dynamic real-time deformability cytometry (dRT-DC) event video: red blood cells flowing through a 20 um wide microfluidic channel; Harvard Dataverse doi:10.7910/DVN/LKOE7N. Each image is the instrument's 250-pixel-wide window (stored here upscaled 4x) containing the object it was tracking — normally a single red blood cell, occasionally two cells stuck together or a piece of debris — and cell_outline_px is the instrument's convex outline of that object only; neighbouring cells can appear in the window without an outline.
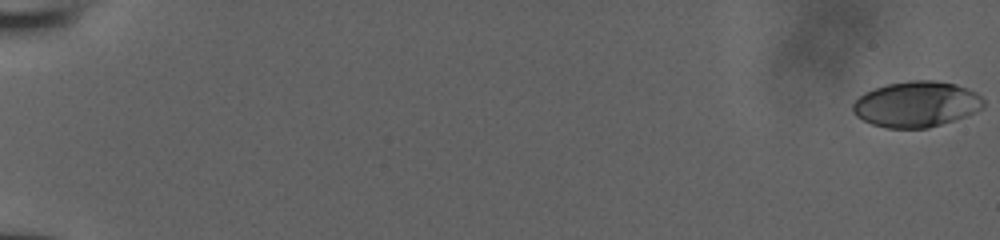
{"species": "human", "species_latin": "Homo sapiens", "temperature_condition": "room temperature", "stored_images_in_passage": 34, "camera_frame_rate_fps": 3000, "um_per_image_px": 0.085, "donor": {"sex": "male"}, "frame": {"image": 1, "passage_image": 1, "time_ms": 0.0, "image_size_px": [1000, 240], "cell_outline_px": [[984, 108], [964, 116], [928, 128], [884, 128], [872, 124], [856, 116], [852, 112], [852, 104], [864, 92], [888, 84], [908, 80], [936, 80], [956, 84], [976, 92], [984, 100]], "centroid_in_image_um": [77.88, 8.85], "position_along_channel_um": 7.1, "area_um2": 34.8}}
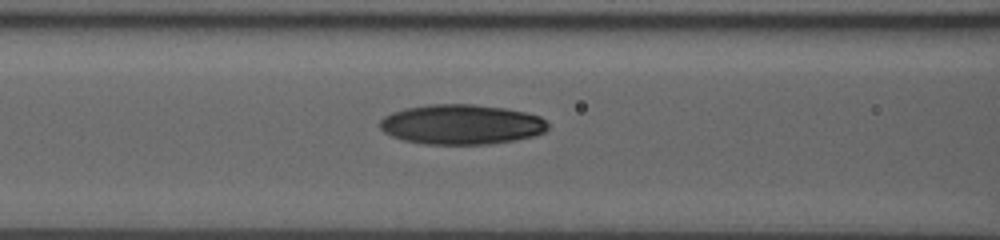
{"frame": {"image": 2, "passage_image": 13, "time_ms": 4.0, "image_size_px": [1000, 240], "cell_outline_px": [[548, 128], [544, 132], [536, 136], [516, 140], [488, 144], [424, 144], [404, 140], [392, 136], [384, 132], [380, 128], [380, 120], [384, 116], [392, 112], [404, 108], [428, 104], [472, 104], [504, 108], [524, 112], [540, 116], [548, 124]], "centroid_in_image_um": [39.22, 10.58], "position_along_channel_um": 127.4, "area_um2": 39.25}}
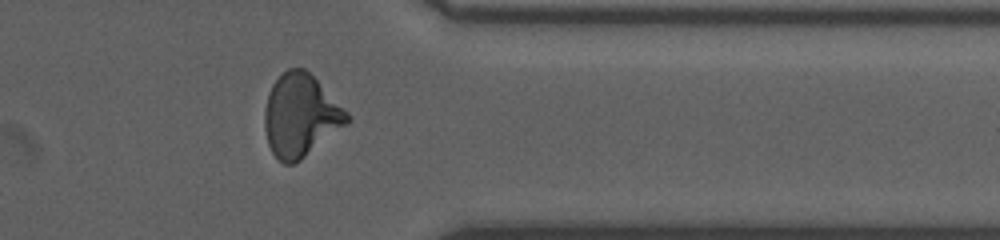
{"frame": {"image": 3, "passage_image": 25, "time_ms": 8.0, "image_size_px": [1000, 240], "cell_outline_px": [[352, 120], [348, 124], [300, 160], [292, 164], [284, 164], [272, 152], [268, 144], [264, 128], [264, 112], [268, 92], [272, 84], [288, 68], [304, 68], [352, 116]], "centroid_in_image_um": [25.55, 9.83], "position_along_channel_um": 385.9, "area_um2": 39.48}}